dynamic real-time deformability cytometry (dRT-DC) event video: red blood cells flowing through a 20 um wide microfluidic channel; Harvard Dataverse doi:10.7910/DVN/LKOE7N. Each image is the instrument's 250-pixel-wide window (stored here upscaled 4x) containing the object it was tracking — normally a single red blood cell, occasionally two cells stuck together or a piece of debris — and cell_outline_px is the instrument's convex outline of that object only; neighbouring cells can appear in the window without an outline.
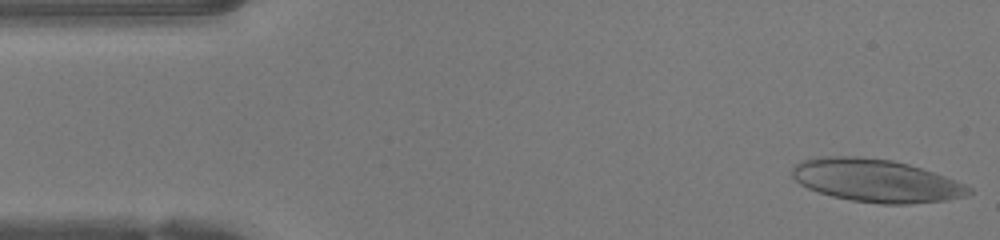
{"species": "human", "species_latin": "Homo sapiens", "temperature_condition": "warm", "stored_images_in_passage": 47, "camera_frame_rate_fps": 3000, "um_per_image_px": 0.085, "donor": {"sex": "female"}, "frame": {"image": 1, "passage_image": 1, "time_ms": 0.0, "image_size_px": [1000, 240], "cell_outline_px": [[972, 192], [968, 196], [944, 200], [908, 204], [880, 204], [852, 200], [832, 196], [808, 188], [800, 184], [792, 176], [792, 168], [796, 164], [804, 160], [820, 156], [860, 156], [892, 160], [908, 164], [944, 176], [964, 184], [972, 188]], "centroid_in_image_um": [74.46, 15.35], "position_along_channel_um": 10.5, "area_um2": 43.93}}
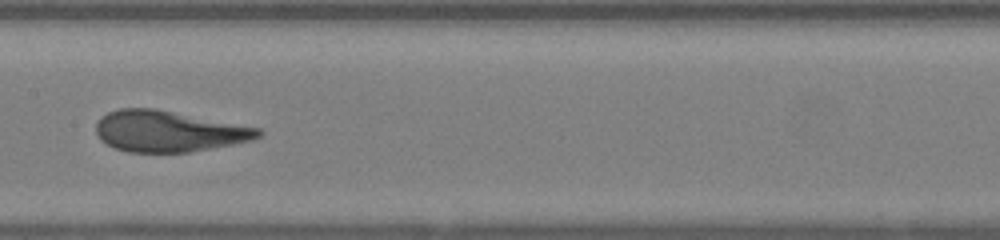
{"frame": {"image": 2, "passage_image": 22, "time_ms": 7.0, "image_size_px": [1000, 240], "cell_outline_px": [[264, 132], [260, 136], [252, 140], [232, 144], [188, 152], [128, 152], [116, 148], [100, 140], [96, 132], [96, 124], [108, 112], [120, 108], [156, 108], [260, 128]], "centroid_in_image_um": [14.33, 11.15], "position_along_channel_um": 193.1, "area_um2": 38.61}}
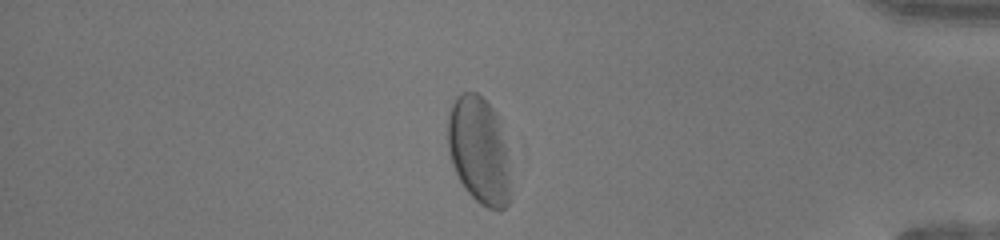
{"frame": {"image": 3, "passage_image": 39, "time_ms": 12.667, "image_size_px": [1000, 240], "cell_outline_px": [[512, 200], [504, 208], [488, 208], [480, 204], [468, 192], [460, 180], [452, 164], [448, 152], [448, 116], [452, 104], [456, 96], [460, 92], [476, 92], [496, 112], [504, 148], [508, 168]], "centroid_in_image_um": [40.69, 12.8], "position_along_channel_um": 394.5, "area_um2": 38.61}, "authors_computed_cell_mechanics": {"area_um2": 40.749, "velocity_mm_per_s": 4.1989, "shape_relaxation_time_tau1_ms": 2.9222, "shape_relaxation_time_tau2_ms": 1.1346, "deformation_change_tau1": 0.1664, "deformation_change_tau2": 0.0898}}